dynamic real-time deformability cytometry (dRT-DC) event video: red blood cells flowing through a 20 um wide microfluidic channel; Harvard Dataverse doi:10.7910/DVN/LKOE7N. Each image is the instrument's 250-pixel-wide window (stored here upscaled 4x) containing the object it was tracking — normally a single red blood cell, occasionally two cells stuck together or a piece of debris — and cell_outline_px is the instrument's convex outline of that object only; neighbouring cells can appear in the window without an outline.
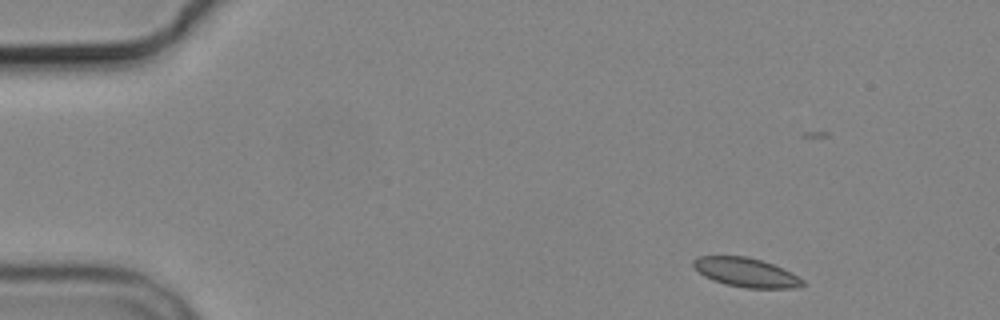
{"species": "common noctule bat (a hibernating species)", "species_latin": "Nyctalus noctula", "temperature_condition": "cold", "stored_images_in_passage": 4, "camera_frame_rate_fps": 3000, "um_per_image_px": 0.085, "animal": {"sex": "male", "body_mass_g": 19.2, "forearm_length_mm": 51.8}, "frame": {"image": 1, "passage_image": 1, "time_ms": 0.0, "image_size_px": [1000, 320], "cell_outline_px": [[804, 284], [792, 288], [744, 288], [724, 284], [712, 280], [704, 276], [692, 268], [692, 260], [700, 256], [744, 256], [760, 260], [772, 264], [792, 272], [804, 280]], "centroid_in_image_um": [63.36, 23.16], "position_along_channel_um": 21.6, "area_um2": 18.61}}
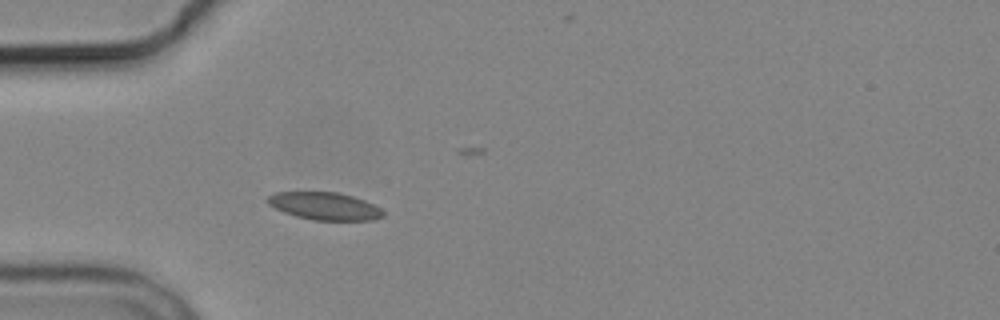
{"frame": {"image": 2, "passage_image": 4, "time_ms": 3.333, "image_size_px": [1000, 320], "cell_outline_px": [[384, 216], [372, 220], [312, 220], [296, 216], [284, 212], [268, 204], [268, 196], [276, 192], [336, 192], [352, 196], [364, 200], [380, 208], [384, 212]], "centroid_in_image_um": [27.6, 17.52], "position_along_channel_um": 57.4, "area_um2": 18.38}}